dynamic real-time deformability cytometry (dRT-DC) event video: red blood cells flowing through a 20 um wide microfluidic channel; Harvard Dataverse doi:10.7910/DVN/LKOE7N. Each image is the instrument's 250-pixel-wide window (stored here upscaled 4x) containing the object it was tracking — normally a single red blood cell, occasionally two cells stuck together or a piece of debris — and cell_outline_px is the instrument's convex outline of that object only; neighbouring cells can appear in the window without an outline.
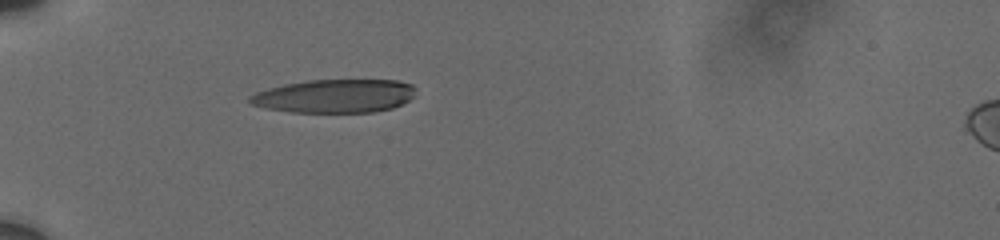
{"species": "human", "species_latin": "Homo sapiens", "temperature_condition": "cold", "stored_images_in_passage": 7, "camera_frame_rate_fps": 3000, "um_per_image_px": 0.085, "donor": {"sex": "male"}, "frame": {"image": 1, "passage_image": 1, "time_ms": 0.0, "image_size_px": [1000, 240], "cell_outline_px": [[416, 88], [412, 96], [408, 100], [392, 108], [372, 112], [292, 112], [264, 108], [248, 104], [248, 96], [256, 92], [268, 88], [284, 84], [308, 80], [396, 80], [412, 84]], "centroid_in_image_um": [28.39, 8.16], "position_along_channel_um": 56.6, "area_um2": 32.43}}
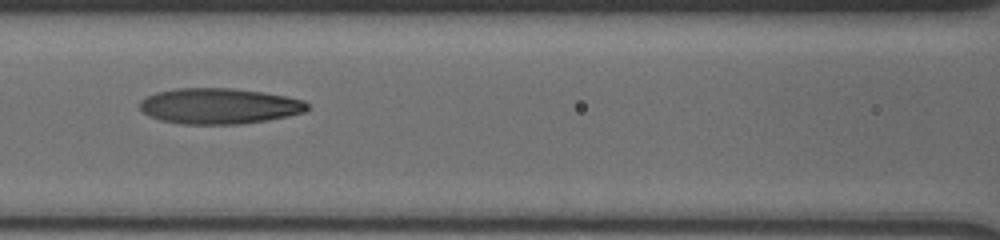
{"frame": {"image": 2, "passage_image": 4, "time_ms": 3.0, "image_size_px": [1000, 240], "cell_outline_px": [[308, 108], [304, 112], [288, 116], [268, 120], [240, 124], [184, 124], [160, 120], [148, 116], [140, 108], [140, 100], [156, 92], [176, 88], [232, 88], [288, 96], [304, 100], [308, 104]], "centroid_in_image_um": [18.63, 9.01], "position_along_channel_um": 148.0, "area_um2": 34.91}}
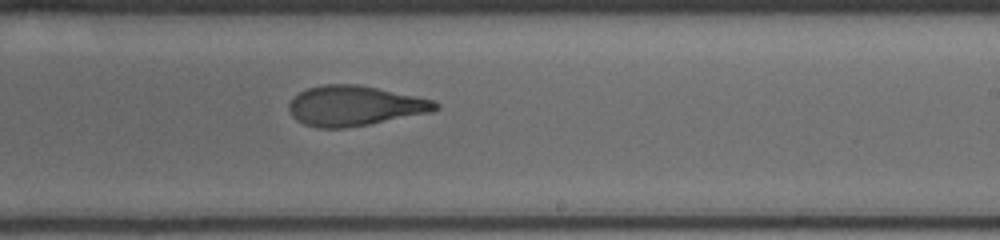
{"frame": {"image": 3, "passage_image": 7, "time_ms": 6.0, "image_size_px": [1000, 240], "cell_outline_px": [[440, 108], [432, 112], [368, 124], [344, 128], [316, 128], [304, 124], [296, 120], [292, 116], [288, 108], [288, 104], [300, 92], [308, 88], [324, 84], [356, 84], [416, 96], [432, 100], [440, 104]], "centroid_in_image_um": [30.14, 9.0], "position_along_channel_um": 258.9, "area_um2": 33.99}}